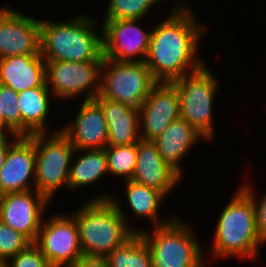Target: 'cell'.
<instances>
[{"label": "cell", "mask_w": 266, "mask_h": 267, "mask_svg": "<svg viewBox=\"0 0 266 267\" xmlns=\"http://www.w3.org/2000/svg\"><path fill=\"white\" fill-rule=\"evenodd\" d=\"M0 125L4 128V113H3L1 98H0Z\"/></svg>", "instance_id": "d6a6232c"}, {"label": "cell", "mask_w": 266, "mask_h": 267, "mask_svg": "<svg viewBox=\"0 0 266 267\" xmlns=\"http://www.w3.org/2000/svg\"><path fill=\"white\" fill-rule=\"evenodd\" d=\"M140 20L143 19H104L102 42L105 59L117 62H145L151 30H143L139 26Z\"/></svg>", "instance_id": "8fae6325"}, {"label": "cell", "mask_w": 266, "mask_h": 267, "mask_svg": "<svg viewBox=\"0 0 266 267\" xmlns=\"http://www.w3.org/2000/svg\"><path fill=\"white\" fill-rule=\"evenodd\" d=\"M32 242L20 232L15 231L0 221V262L5 264L27 248Z\"/></svg>", "instance_id": "83f0119b"}, {"label": "cell", "mask_w": 266, "mask_h": 267, "mask_svg": "<svg viewBox=\"0 0 266 267\" xmlns=\"http://www.w3.org/2000/svg\"><path fill=\"white\" fill-rule=\"evenodd\" d=\"M124 182L126 186V201L133 215L139 217V219L145 218V220L147 219L152 223V227H156L169 223L176 216L171 215L164 219L161 218L159 205L166 198L161 192L132 180H125Z\"/></svg>", "instance_id": "603a6c76"}, {"label": "cell", "mask_w": 266, "mask_h": 267, "mask_svg": "<svg viewBox=\"0 0 266 267\" xmlns=\"http://www.w3.org/2000/svg\"><path fill=\"white\" fill-rule=\"evenodd\" d=\"M75 150L107 147L108 126L101 106L95 100H83L71 122L61 127Z\"/></svg>", "instance_id": "2e32d148"}, {"label": "cell", "mask_w": 266, "mask_h": 267, "mask_svg": "<svg viewBox=\"0 0 266 267\" xmlns=\"http://www.w3.org/2000/svg\"><path fill=\"white\" fill-rule=\"evenodd\" d=\"M105 150L109 175L131 180L137 161V143L107 146Z\"/></svg>", "instance_id": "d4e9b609"}, {"label": "cell", "mask_w": 266, "mask_h": 267, "mask_svg": "<svg viewBox=\"0 0 266 267\" xmlns=\"http://www.w3.org/2000/svg\"><path fill=\"white\" fill-rule=\"evenodd\" d=\"M72 267H110L105 257L83 255Z\"/></svg>", "instance_id": "4dcf8cb0"}, {"label": "cell", "mask_w": 266, "mask_h": 267, "mask_svg": "<svg viewBox=\"0 0 266 267\" xmlns=\"http://www.w3.org/2000/svg\"><path fill=\"white\" fill-rule=\"evenodd\" d=\"M3 267H52L35 243H31L16 256L10 258Z\"/></svg>", "instance_id": "f1b7e54d"}, {"label": "cell", "mask_w": 266, "mask_h": 267, "mask_svg": "<svg viewBox=\"0 0 266 267\" xmlns=\"http://www.w3.org/2000/svg\"><path fill=\"white\" fill-rule=\"evenodd\" d=\"M241 187L253 198L256 209V227L262 242L266 245V194H263L258 201L255 196V191L250 184H241ZM266 193V192H265ZM258 202V203H257Z\"/></svg>", "instance_id": "f546056e"}, {"label": "cell", "mask_w": 266, "mask_h": 267, "mask_svg": "<svg viewBox=\"0 0 266 267\" xmlns=\"http://www.w3.org/2000/svg\"><path fill=\"white\" fill-rule=\"evenodd\" d=\"M191 228L178 216L165 225L140 228L139 234L151 253L152 267H207L205 250Z\"/></svg>", "instance_id": "5b68a950"}, {"label": "cell", "mask_w": 266, "mask_h": 267, "mask_svg": "<svg viewBox=\"0 0 266 267\" xmlns=\"http://www.w3.org/2000/svg\"><path fill=\"white\" fill-rule=\"evenodd\" d=\"M6 133L7 131L0 125V138H2Z\"/></svg>", "instance_id": "836d02e7"}, {"label": "cell", "mask_w": 266, "mask_h": 267, "mask_svg": "<svg viewBox=\"0 0 266 267\" xmlns=\"http://www.w3.org/2000/svg\"><path fill=\"white\" fill-rule=\"evenodd\" d=\"M176 2L170 14L151 29L145 63L156 82L171 83L205 64L197 54L205 28L185 1Z\"/></svg>", "instance_id": "6da1fadb"}, {"label": "cell", "mask_w": 266, "mask_h": 267, "mask_svg": "<svg viewBox=\"0 0 266 267\" xmlns=\"http://www.w3.org/2000/svg\"><path fill=\"white\" fill-rule=\"evenodd\" d=\"M94 100L101 106L108 126L107 146L135 144L141 139L137 112L99 95Z\"/></svg>", "instance_id": "ffe728a7"}, {"label": "cell", "mask_w": 266, "mask_h": 267, "mask_svg": "<svg viewBox=\"0 0 266 267\" xmlns=\"http://www.w3.org/2000/svg\"><path fill=\"white\" fill-rule=\"evenodd\" d=\"M0 84L18 93L35 87H47L45 60L41 53L0 58Z\"/></svg>", "instance_id": "ac0fdd59"}, {"label": "cell", "mask_w": 266, "mask_h": 267, "mask_svg": "<svg viewBox=\"0 0 266 267\" xmlns=\"http://www.w3.org/2000/svg\"><path fill=\"white\" fill-rule=\"evenodd\" d=\"M200 139L207 141L185 119L179 118L152 142L163 160L182 177L184 171L180 163Z\"/></svg>", "instance_id": "d6986e66"}, {"label": "cell", "mask_w": 266, "mask_h": 267, "mask_svg": "<svg viewBox=\"0 0 266 267\" xmlns=\"http://www.w3.org/2000/svg\"><path fill=\"white\" fill-rule=\"evenodd\" d=\"M40 54V19L0 7V58Z\"/></svg>", "instance_id": "4fadbf2b"}, {"label": "cell", "mask_w": 266, "mask_h": 267, "mask_svg": "<svg viewBox=\"0 0 266 267\" xmlns=\"http://www.w3.org/2000/svg\"><path fill=\"white\" fill-rule=\"evenodd\" d=\"M35 244L52 267H72L83 256L77 223L68 213L43 218Z\"/></svg>", "instance_id": "30bf717a"}, {"label": "cell", "mask_w": 266, "mask_h": 267, "mask_svg": "<svg viewBox=\"0 0 266 267\" xmlns=\"http://www.w3.org/2000/svg\"><path fill=\"white\" fill-rule=\"evenodd\" d=\"M10 134V135H9ZM9 136V137H8ZM11 137V139H10ZM15 133L7 132L2 138H0V169L4 165L6 155L8 153L9 147L19 138ZM10 140H9V139Z\"/></svg>", "instance_id": "1f68e13d"}, {"label": "cell", "mask_w": 266, "mask_h": 267, "mask_svg": "<svg viewBox=\"0 0 266 267\" xmlns=\"http://www.w3.org/2000/svg\"><path fill=\"white\" fill-rule=\"evenodd\" d=\"M29 137L35 143V190L52 201L59 188L67 189L74 146L61 129Z\"/></svg>", "instance_id": "52a82bcc"}, {"label": "cell", "mask_w": 266, "mask_h": 267, "mask_svg": "<svg viewBox=\"0 0 266 267\" xmlns=\"http://www.w3.org/2000/svg\"><path fill=\"white\" fill-rule=\"evenodd\" d=\"M0 98L4 113V129L21 136V113L18 106V92L0 84Z\"/></svg>", "instance_id": "4316f807"}, {"label": "cell", "mask_w": 266, "mask_h": 267, "mask_svg": "<svg viewBox=\"0 0 266 267\" xmlns=\"http://www.w3.org/2000/svg\"><path fill=\"white\" fill-rule=\"evenodd\" d=\"M182 179L163 160L152 141L140 139L137 142V161L132 181L156 189L167 198Z\"/></svg>", "instance_id": "e0dca14e"}, {"label": "cell", "mask_w": 266, "mask_h": 267, "mask_svg": "<svg viewBox=\"0 0 266 267\" xmlns=\"http://www.w3.org/2000/svg\"><path fill=\"white\" fill-rule=\"evenodd\" d=\"M216 75L206 66L171 82L178 91L180 118L185 119L208 142L215 136L214 98L219 89Z\"/></svg>", "instance_id": "8992f818"}, {"label": "cell", "mask_w": 266, "mask_h": 267, "mask_svg": "<svg viewBox=\"0 0 266 267\" xmlns=\"http://www.w3.org/2000/svg\"><path fill=\"white\" fill-rule=\"evenodd\" d=\"M110 267H152L149 247L139 233L105 257Z\"/></svg>", "instance_id": "cb8c5ba5"}, {"label": "cell", "mask_w": 266, "mask_h": 267, "mask_svg": "<svg viewBox=\"0 0 266 267\" xmlns=\"http://www.w3.org/2000/svg\"><path fill=\"white\" fill-rule=\"evenodd\" d=\"M96 19L77 14L70 20L40 19V53L45 61H103L101 32Z\"/></svg>", "instance_id": "3957f363"}, {"label": "cell", "mask_w": 266, "mask_h": 267, "mask_svg": "<svg viewBox=\"0 0 266 267\" xmlns=\"http://www.w3.org/2000/svg\"><path fill=\"white\" fill-rule=\"evenodd\" d=\"M51 95L48 87H35L18 93L21 136L50 132L46 119L49 117V110H51V98H53Z\"/></svg>", "instance_id": "44dd1931"}, {"label": "cell", "mask_w": 266, "mask_h": 267, "mask_svg": "<svg viewBox=\"0 0 266 267\" xmlns=\"http://www.w3.org/2000/svg\"><path fill=\"white\" fill-rule=\"evenodd\" d=\"M35 167V143L29 136H20L9 147L0 169V195L35 189Z\"/></svg>", "instance_id": "9a60e30c"}, {"label": "cell", "mask_w": 266, "mask_h": 267, "mask_svg": "<svg viewBox=\"0 0 266 267\" xmlns=\"http://www.w3.org/2000/svg\"><path fill=\"white\" fill-rule=\"evenodd\" d=\"M156 83L145 62H117L104 58L100 68L99 96L123 103L139 114Z\"/></svg>", "instance_id": "ba28073f"}, {"label": "cell", "mask_w": 266, "mask_h": 267, "mask_svg": "<svg viewBox=\"0 0 266 267\" xmlns=\"http://www.w3.org/2000/svg\"><path fill=\"white\" fill-rule=\"evenodd\" d=\"M180 118L179 96L172 83L157 82L145 99L139 113L140 138L153 141Z\"/></svg>", "instance_id": "5bb4252c"}, {"label": "cell", "mask_w": 266, "mask_h": 267, "mask_svg": "<svg viewBox=\"0 0 266 267\" xmlns=\"http://www.w3.org/2000/svg\"><path fill=\"white\" fill-rule=\"evenodd\" d=\"M73 156L67 186L69 191L75 192V190L88 187V185L93 186L103 176L109 175L105 148L75 150ZM74 158L77 160L74 161Z\"/></svg>", "instance_id": "7402d4cb"}, {"label": "cell", "mask_w": 266, "mask_h": 267, "mask_svg": "<svg viewBox=\"0 0 266 267\" xmlns=\"http://www.w3.org/2000/svg\"><path fill=\"white\" fill-rule=\"evenodd\" d=\"M164 0H108L104 19H145L154 5Z\"/></svg>", "instance_id": "484cf974"}, {"label": "cell", "mask_w": 266, "mask_h": 267, "mask_svg": "<svg viewBox=\"0 0 266 267\" xmlns=\"http://www.w3.org/2000/svg\"><path fill=\"white\" fill-rule=\"evenodd\" d=\"M99 195L90 197L71 215L78 226L83 255L106 257L139 233V228L129 225L125 206L123 209L118 198L106 193Z\"/></svg>", "instance_id": "7a4b0ae2"}, {"label": "cell", "mask_w": 266, "mask_h": 267, "mask_svg": "<svg viewBox=\"0 0 266 267\" xmlns=\"http://www.w3.org/2000/svg\"><path fill=\"white\" fill-rule=\"evenodd\" d=\"M49 204L35 189L0 195V221L35 243Z\"/></svg>", "instance_id": "7c38bea8"}, {"label": "cell", "mask_w": 266, "mask_h": 267, "mask_svg": "<svg viewBox=\"0 0 266 267\" xmlns=\"http://www.w3.org/2000/svg\"><path fill=\"white\" fill-rule=\"evenodd\" d=\"M102 61L69 62L45 61L46 86L55 99L94 100L100 92V68Z\"/></svg>", "instance_id": "9c48e42d"}, {"label": "cell", "mask_w": 266, "mask_h": 267, "mask_svg": "<svg viewBox=\"0 0 266 267\" xmlns=\"http://www.w3.org/2000/svg\"><path fill=\"white\" fill-rule=\"evenodd\" d=\"M220 213L215 224L211 257L257 259L264 243L256 227L253 198L240 186Z\"/></svg>", "instance_id": "277c9868"}]
</instances>
